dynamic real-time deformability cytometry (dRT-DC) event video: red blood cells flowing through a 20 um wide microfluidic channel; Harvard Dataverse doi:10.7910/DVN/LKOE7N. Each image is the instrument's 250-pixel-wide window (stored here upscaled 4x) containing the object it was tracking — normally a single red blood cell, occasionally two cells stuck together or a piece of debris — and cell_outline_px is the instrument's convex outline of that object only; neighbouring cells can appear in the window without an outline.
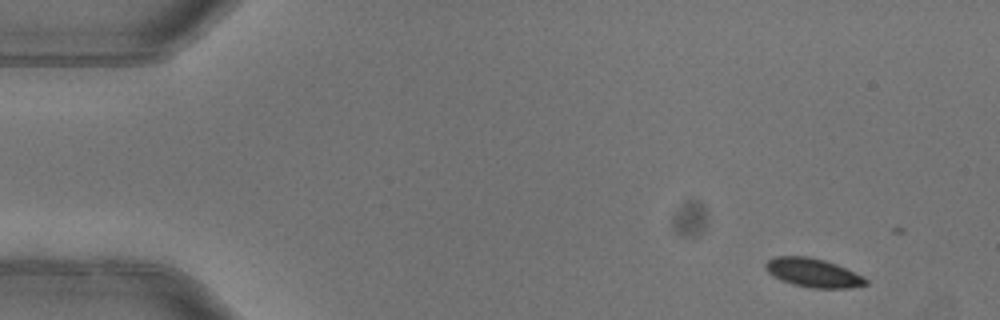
{"species": "common noctule bat (a hibernating species)", "species_latin": "Nyctalus noctula", "temperature_condition": "warm", "stored_images_in_passage": 4, "segment_of_instrument_passage": [1, 2], "camera_frame_rate_fps": 3000, "um_per_image_px": 0.085, "animal": {"sex": "female"}, "frame": {"image": 1, "passage_image": 1, "time_ms": 0.0, "image_size_px": [1000, 320], "cell_outline_px": [[868, 284], [852, 288], [812, 288], [792, 284], [780, 280], [768, 272], [764, 268], [764, 264], [768, 260], [776, 256], [808, 256], [824, 260], [836, 264], [864, 276], [868, 280]], "centroid_in_image_um": [69.12, 23.19], "position_along_channel_um": 15.9, "area_um2": 16.94}}